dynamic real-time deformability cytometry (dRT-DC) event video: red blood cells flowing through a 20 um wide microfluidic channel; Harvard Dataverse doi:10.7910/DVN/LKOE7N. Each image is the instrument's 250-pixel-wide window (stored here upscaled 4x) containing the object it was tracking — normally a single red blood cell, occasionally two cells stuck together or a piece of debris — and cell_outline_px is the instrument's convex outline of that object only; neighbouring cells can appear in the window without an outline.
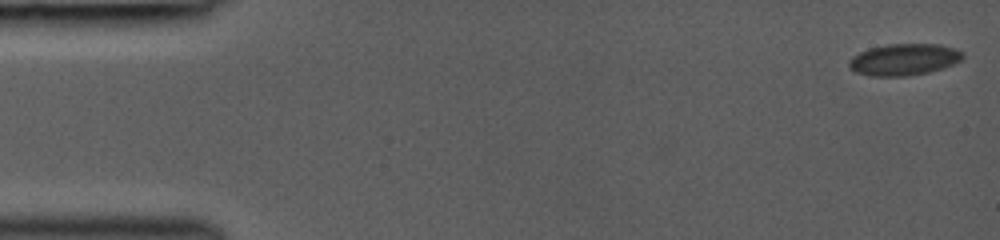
{"species": "common noctule bat (a hibernating species)", "species_latin": "Nyctalus noctula", "temperature_condition": "room temperature", "stored_images_in_passage": 32, "camera_frame_rate_fps": 3000, "um_per_image_px": 0.085, "animal": {"sex": "female", "body_mass_g": 19.0, "forearm_length_mm": 53.3}, "frame": {"image": 1, "passage_image": 1, "time_ms": 0.0, "image_size_px": [1000, 240], "cell_outline_px": [[964, 56], [960, 60], [944, 68], [928, 72], [908, 76], [872, 76], [856, 72], [848, 68], [848, 60], [852, 56], [868, 48], [888, 44], [940, 44], [956, 48], [964, 52]], "centroid_in_image_um": [76.83, 5.05], "position_along_channel_um": 8.2, "area_um2": 21.15}}
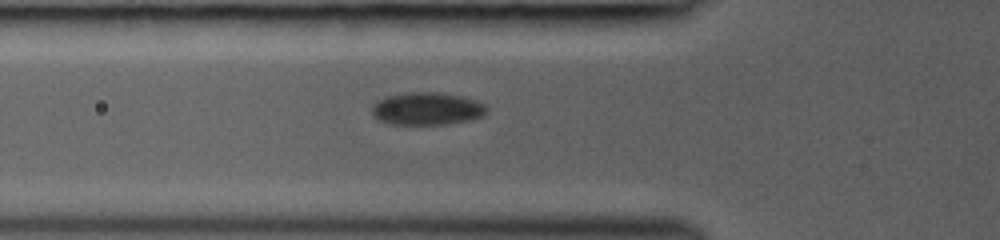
{"frame": {"image": 2, "passage_image": 17, "time_ms": 5.333, "image_size_px": [1000, 240], "cell_outline_px": [[488, 112], [484, 116], [472, 120], [448, 124], [388, 124], [372, 116], [372, 104], [384, 96], [408, 92], [436, 92], [460, 96], [476, 100], [484, 104], [488, 108]], "centroid_in_image_um": [36.3, 9.24], "position_along_channel_um": 89.5, "area_um2": 22.14}}
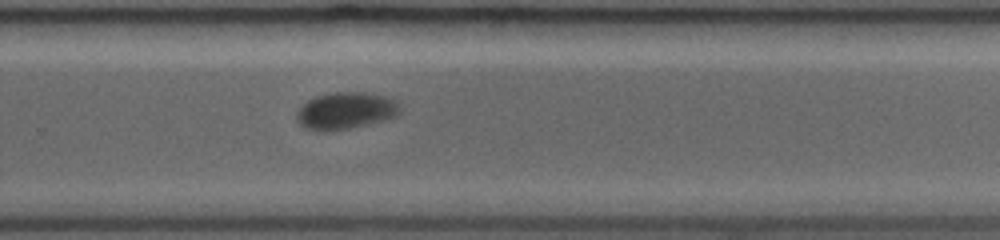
{"frame": {"image": 3, "passage_image": 32, "time_ms": 10.333, "image_size_px": [1000, 240], "cell_outline_px": [[400, 112], [396, 116], [384, 120], [368, 124], [348, 128], [304, 128], [296, 120], [296, 112], [308, 100], [316, 96], [332, 92], [364, 92], [392, 96], [400, 100]], "centroid_in_image_um": [29.48, 9.35], "position_along_channel_um": 300.3, "area_um2": 22.02}}